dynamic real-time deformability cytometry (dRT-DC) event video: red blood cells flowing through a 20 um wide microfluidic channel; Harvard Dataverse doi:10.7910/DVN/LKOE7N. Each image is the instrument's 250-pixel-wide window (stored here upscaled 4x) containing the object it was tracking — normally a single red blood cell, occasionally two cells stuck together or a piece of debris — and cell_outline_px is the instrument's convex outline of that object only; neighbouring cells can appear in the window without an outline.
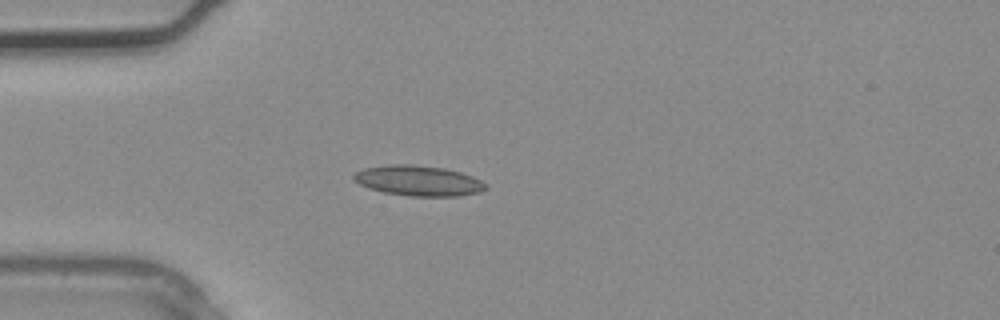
{"species": "common noctule bat (a hibernating species)", "species_latin": "Nyctalus noctula", "temperature_condition": "warm", "stored_images_in_passage": 2, "camera_frame_rate_fps": 3000, "um_per_image_px": 0.085, "animal": {"sex": "male", "body_mass_g": 20.4}, "frame": {"image": 1, "passage_image": 2, "time_ms": 0.333, "image_size_px": [1000, 320], "cell_outline_px": [[488, 188], [480, 192], [460, 196], [408, 196], [384, 192], [360, 184], [352, 176], [356, 172], [364, 168], [392, 164], [408, 164], [444, 168], [460, 172], [472, 176], [480, 180]], "centroid_in_image_um": [35.59, 15.36], "position_along_channel_um": 49.4, "area_um2": 23.06}}